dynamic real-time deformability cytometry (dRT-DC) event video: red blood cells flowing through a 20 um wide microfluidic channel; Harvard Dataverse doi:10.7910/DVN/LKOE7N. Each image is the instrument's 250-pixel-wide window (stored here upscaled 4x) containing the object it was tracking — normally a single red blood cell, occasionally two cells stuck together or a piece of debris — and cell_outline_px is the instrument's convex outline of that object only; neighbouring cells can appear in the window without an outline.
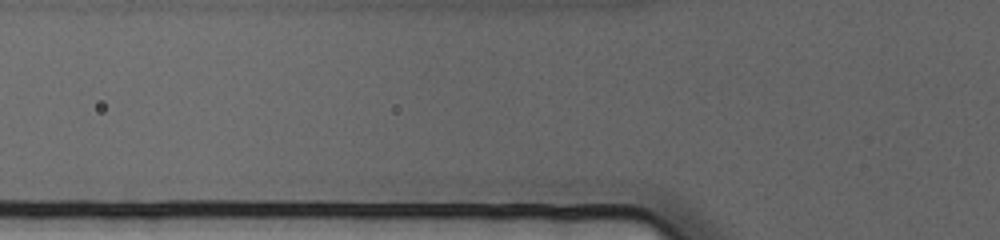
{"species": "human", "species_latin": "Homo sapiens", "temperature_condition": "cold", "stored_images_in_passage": 3, "camera_frame_rate_fps": 3000, "um_per_image_px": 0.085, "donor": {"sex": "female"}, "frame": {"image": 1, "passage_image": 2, "time_ms": 0.333, "image_size_px": [1000, 240], "cell_outline_px": [[636, 208], [484, 208], [356, 188], [332, 184], [332, 180], [372, 176], [620, 180], [624, 184]], "centroid_in_image_um": [42.69, 16.26], "position_along_channel_um": 83.1, "area_um2": 51.15}}